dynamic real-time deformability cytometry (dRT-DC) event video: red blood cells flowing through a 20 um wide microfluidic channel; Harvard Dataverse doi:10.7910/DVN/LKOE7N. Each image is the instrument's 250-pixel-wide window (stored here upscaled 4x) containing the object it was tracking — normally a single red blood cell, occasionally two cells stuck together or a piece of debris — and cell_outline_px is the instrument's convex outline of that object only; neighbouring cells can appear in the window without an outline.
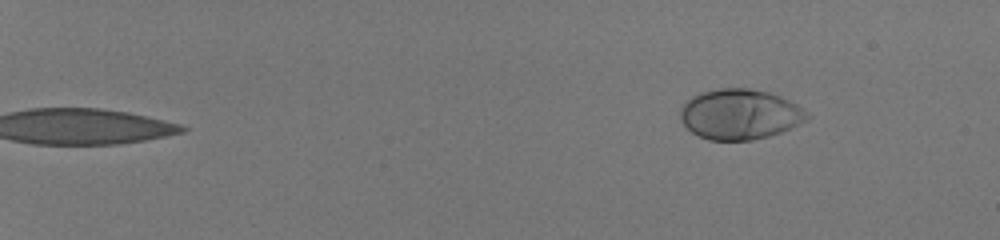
{"species": "human", "species_latin": "Homo sapiens", "temperature_condition": "room temperature", "stored_images_in_passage": 49, "camera_frame_rate_fps": 3000, "um_per_image_px": 0.085, "donor": {"sex": "male"}, "frame": {"image": 1, "passage_image": 1, "time_ms": 0.0, "image_size_px": [1000, 240], "cell_outline_px": [[812, 116], [808, 120], [792, 128], [768, 136], [752, 140], [708, 140], [692, 132], [684, 124], [680, 116], [680, 108], [692, 96], [700, 92], [720, 88], [748, 88], [768, 92], [780, 96], [796, 104], [808, 112]], "centroid_in_image_um": [62.91, 9.71], "position_along_channel_um": 22.1, "area_um2": 37.22}}
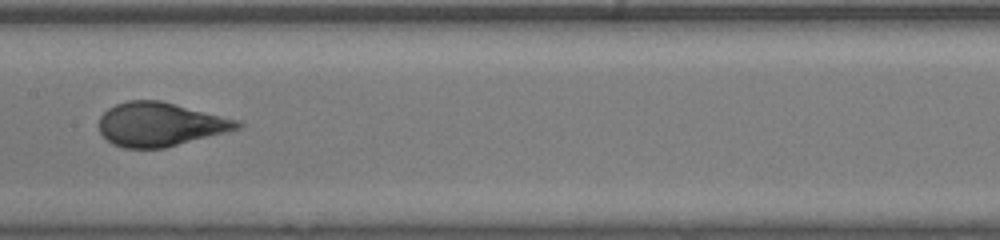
{"frame": {"image": 2, "passage_image": 28, "time_ms": 9.0, "image_size_px": [1000, 240], "cell_outline_px": [[244, 124], [240, 128], [164, 148], [124, 148], [112, 144], [100, 132], [100, 116], [108, 108], [116, 104], [128, 100], [160, 100], [240, 120]], "centroid_in_image_um": [13.61, 10.56], "position_along_channel_um": 193.8, "area_um2": 35.14}}
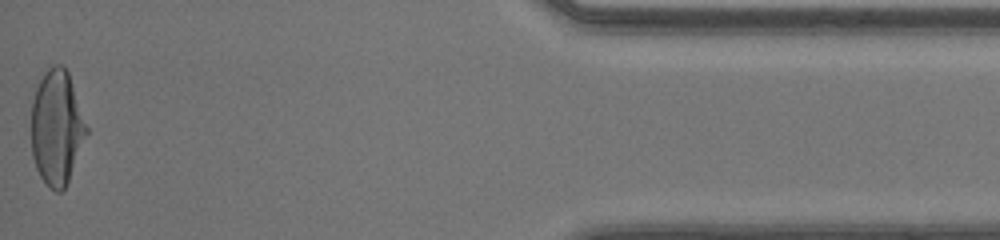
{"frame": {"image": 3, "passage_image": 49, "time_ms": 16.0, "image_size_px": [1000, 240], "cell_outline_px": [[88, 132], [68, 180], [64, 188], [60, 192], [56, 192], [48, 188], [40, 176], [36, 168], [32, 156], [32, 100], [36, 88], [44, 72], [52, 64], [60, 64], [68, 72], [88, 128]], "centroid_in_image_um": [4.81, 10.85], "position_along_channel_um": 430.4, "area_um2": 36.7}, "authors_computed_cell_mechanics": {"area_um2": 35.4892, "velocity_mm_per_s": 4.1441, "shape_relaxation_time_tau1_ms": 3.7438, "shape_relaxation_time_tau2_ms": null, "deformation_change_tau1": 0.2141, "deformation_change_tau2": null}}